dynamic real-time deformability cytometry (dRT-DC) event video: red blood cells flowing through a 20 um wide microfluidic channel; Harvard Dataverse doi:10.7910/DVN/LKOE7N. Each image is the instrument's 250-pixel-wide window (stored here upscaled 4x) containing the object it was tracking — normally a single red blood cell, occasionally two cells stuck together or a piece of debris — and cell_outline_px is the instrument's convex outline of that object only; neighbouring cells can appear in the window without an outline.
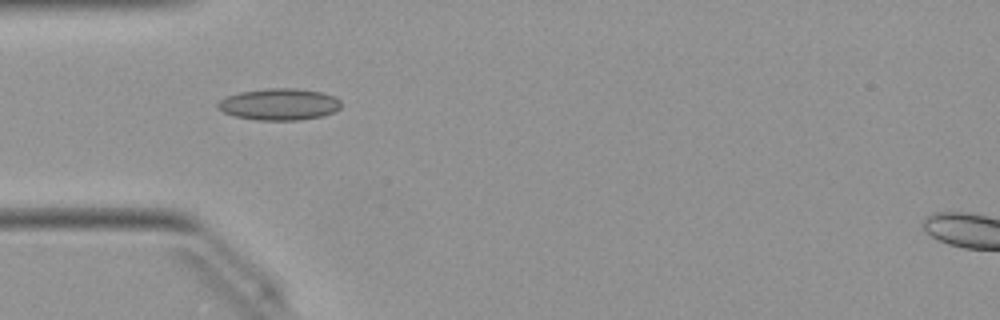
{"species": "Egyptian fruit bat (a non-hibernating species)", "species_latin": "Rousettus aegyptiacus", "temperature_condition": "warm", "stored_images_in_passage": 36, "camera_frame_rate_fps": 3000, "um_per_image_px": 0.085, "animal": {"sex": "female"}, "frame": {"image": 1, "passage_image": 1, "time_ms": 0.0, "image_size_px": [1000, 320], "cell_outline_px": [[340, 108], [324, 116], [300, 120], [256, 120], [236, 116], [224, 112], [216, 108], [216, 104], [220, 100], [228, 96], [240, 92], [268, 88], [296, 88], [324, 92], [336, 96], [340, 100]], "centroid_in_image_um": [23.76, 8.86], "position_along_channel_um": 61.2, "area_um2": 22.89}}
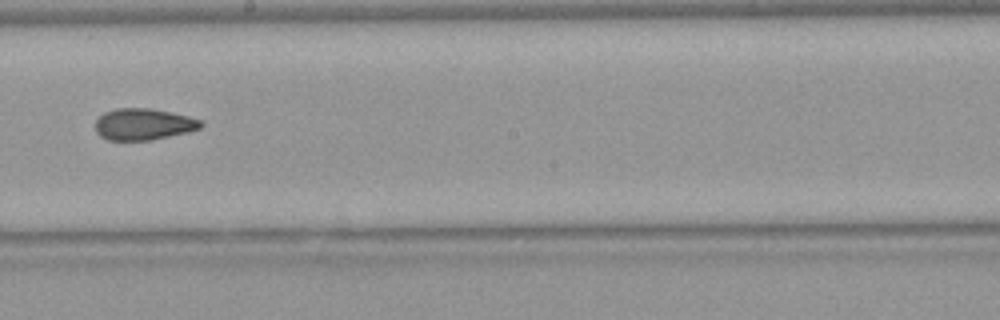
{"frame": {"image": 2, "passage_image": 14, "time_ms": 4.333, "image_size_px": [1000, 320], "cell_outline_px": [[204, 124], [200, 128], [188, 132], [148, 140], [108, 140], [100, 136], [96, 132], [96, 120], [104, 112], [116, 108], [148, 108], [172, 112], [188, 116], [200, 120]], "centroid_in_image_um": [12.18, 10.55], "position_along_channel_um": 236.0, "area_um2": 19.31}}
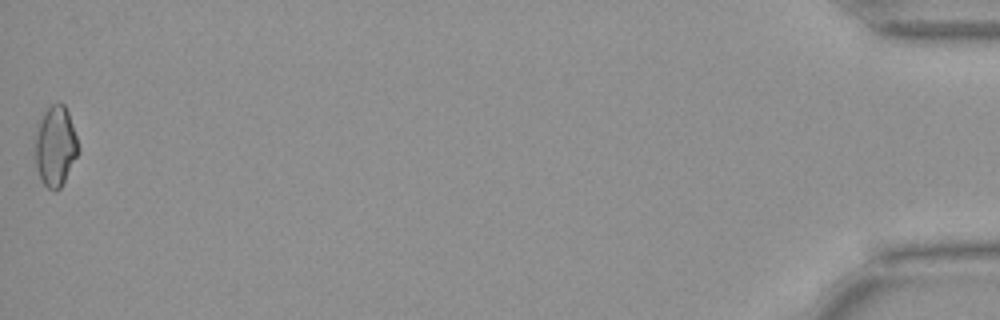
{"frame": {"image": 3, "passage_image": 36, "time_ms": 11.667, "image_size_px": [1000, 320], "cell_outline_px": [[80, 152], [60, 188], [56, 192], [48, 188], [40, 180], [36, 164], [32, 140], [36, 120], [40, 112], [56, 100], [64, 104], [68, 112], [80, 148]], "centroid_in_image_um": [4.65, 12.34], "position_along_channel_um": 430.6, "area_um2": 21.39}, "authors_computed_cell_mechanics": {"area_um2": 19.4497, "velocity_mm_per_s": 4.0592, "shape_relaxation_time_tau1_ms": null, "shape_relaxation_time_tau2_ms": 2.7219, "deformation_change_tau1": null, "deformation_change_tau2": 0.0921}}